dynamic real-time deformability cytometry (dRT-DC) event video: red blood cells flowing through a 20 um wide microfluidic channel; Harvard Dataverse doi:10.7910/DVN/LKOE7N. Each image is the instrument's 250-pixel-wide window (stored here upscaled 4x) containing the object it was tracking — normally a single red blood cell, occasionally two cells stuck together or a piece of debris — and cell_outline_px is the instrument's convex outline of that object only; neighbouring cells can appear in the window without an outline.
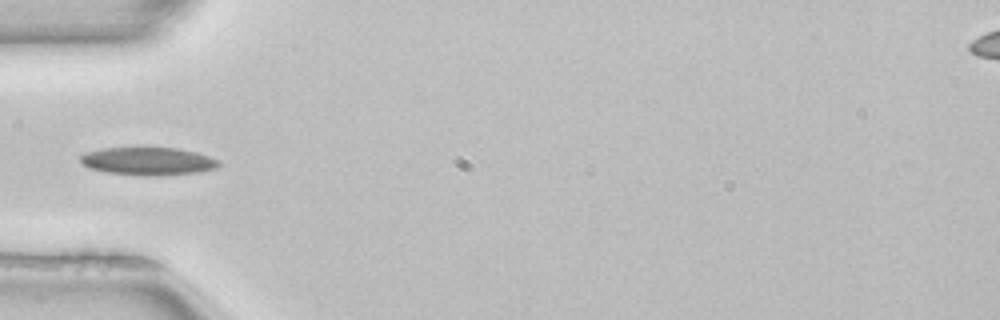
{"species": "common noctule bat (a hibernating species)", "species_latin": "Nyctalus noctula", "temperature_condition": "room temperature", "stored_images_in_passage": 36, "camera_frame_rate_fps": 3000, "um_per_image_px": 0.085, "animal": {"sex": "female", "body_mass_g": 22.7, "forearm_length_mm": 54.2}, "frame": {"image": 1, "passage_image": 1, "time_ms": 0.0, "image_size_px": [1000, 320], "cell_outline_px": [[220, 164], [216, 168], [196, 172], [156, 176], [144, 176], [108, 172], [88, 168], [80, 160], [80, 156], [84, 152], [104, 148], [180, 148], [196, 152], [220, 160]], "centroid_in_image_um": [12.58, 13.7], "position_along_channel_um": 72.4, "area_um2": 22.43}}
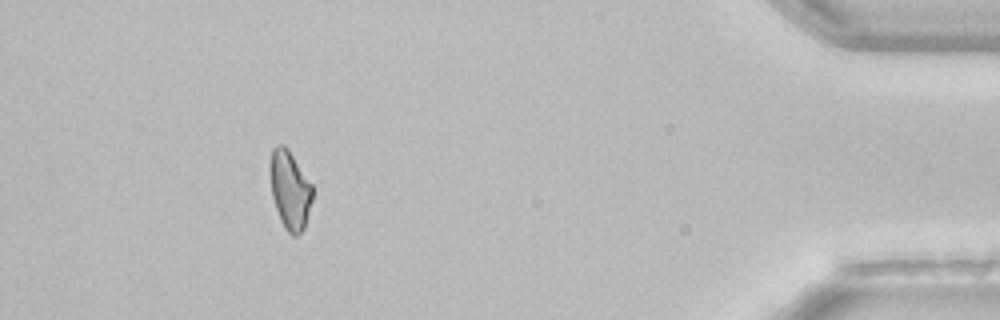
{"frame": {"image": 2, "passage_image": 31, "time_ms": 10.0, "image_size_px": [1000, 320], "cell_outline_px": [[312, 200], [304, 228], [296, 236], [292, 236], [284, 228], [280, 220], [272, 196], [268, 168], [272, 148], [276, 144], [284, 144], [288, 148], [312, 184]], "centroid_in_image_um": [24.61, 16.1], "position_along_channel_um": 410.6, "area_um2": 19.65}}